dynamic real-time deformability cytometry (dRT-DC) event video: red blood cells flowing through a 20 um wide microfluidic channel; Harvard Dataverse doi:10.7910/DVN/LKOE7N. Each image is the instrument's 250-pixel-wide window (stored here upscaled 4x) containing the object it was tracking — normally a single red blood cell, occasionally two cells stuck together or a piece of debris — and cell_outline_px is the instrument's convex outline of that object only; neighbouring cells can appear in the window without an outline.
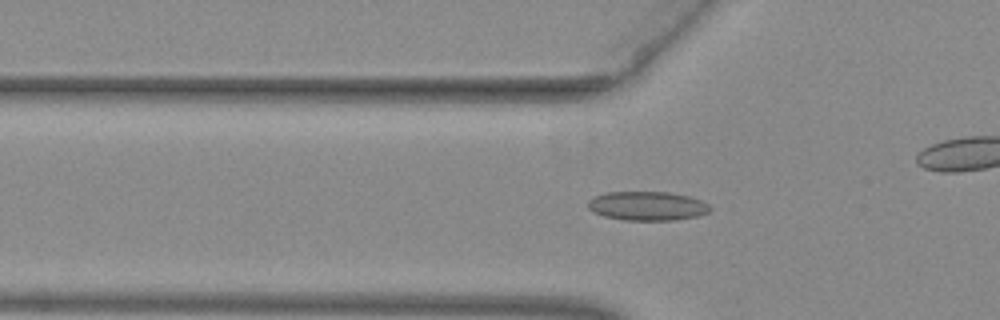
{"species": "common noctule bat (a hibernating species)", "species_latin": "Nyctalus noctula", "temperature_condition": "warm", "stored_images_in_passage": 42, "camera_frame_rate_fps": 3000, "um_per_image_px": 0.085, "animal": {"sex": "female", "body_mass_g": 29.2, "forearm_length_mm": 56.3}, "frame": {"image": 1, "passage_image": 16, "time_ms": 5.0, "image_size_px": [1000, 320], "cell_outline_px": [[712, 208], [708, 212], [700, 216], [676, 220], [624, 220], [604, 216], [592, 212], [588, 208], [588, 200], [596, 196], [608, 192], [668, 192], [688, 196], [700, 200], [708, 204]], "centroid_in_image_um": [55.03, 17.51], "position_along_channel_um": 70.8, "area_um2": 20.69}}
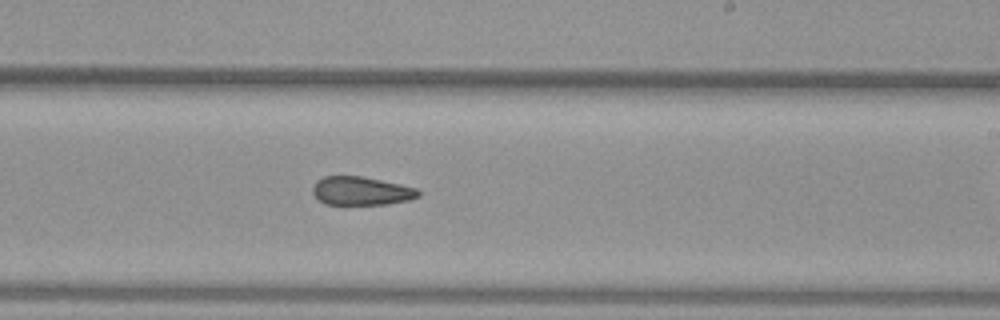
{"frame": {"image": 2, "passage_image": 30, "time_ms": 9.667, "image_size_px": [1000, 320], "cell_outline_px": [[420, 196], [408, 200], [388, 204], [324, 204], [312, 192], [312, 188], [316, 180], [324, 176], [360, 176], [400, 184], [416, 188], [420, 192]], "centroid_in_image_um": [30.69, 16.23], "position_along_channel_um": 258.3, "area_um2": 17.46}}
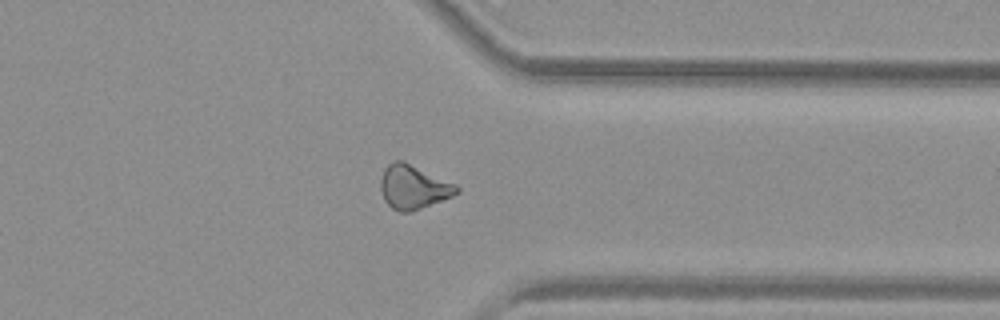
{"frame": {"image": 3, "passage_image": 39, "time_ms": 12.667, "image_size_px": [1000, 320], "cell_outline_px": [[460, 192], [452, 196], [420, 208], [408, 212], [400, 212], [392, 208], [384, 200], [380, 188], [380, 180], [384, 168], [392, 160], [404, 160], [456, 184], [460, 188]], "centroid_in_image_um": [35.12, 15.87], "position_along_channel_um": 376.3, "area_um2": 19.54}}